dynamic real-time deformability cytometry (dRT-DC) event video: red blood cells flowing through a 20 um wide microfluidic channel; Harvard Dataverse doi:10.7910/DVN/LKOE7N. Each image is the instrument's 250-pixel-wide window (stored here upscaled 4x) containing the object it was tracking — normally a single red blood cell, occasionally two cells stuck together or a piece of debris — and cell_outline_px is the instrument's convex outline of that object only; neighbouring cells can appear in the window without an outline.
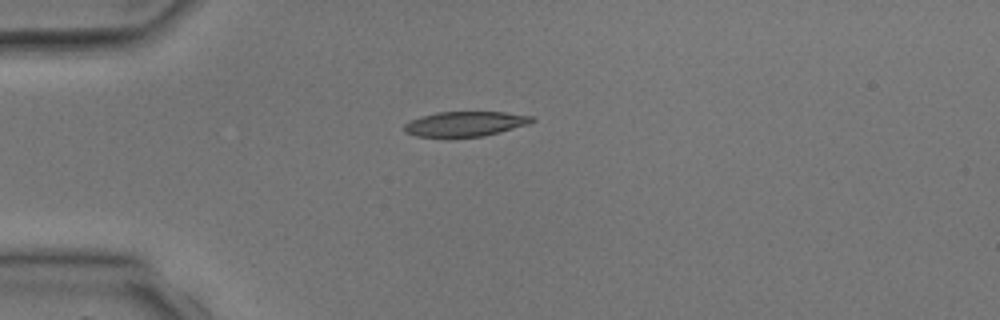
{"species": "common noctule bat (a hibernating species)", "species_latin": "Nyctalus noctula", "temperature_condition": "room temperature", "stored_images_in_passage": 3, "camera_frame_rate_fps": 3000, "um_per_image_px": 0.085, "animal": {"sex": "male", "body_mass_g": 17.9, "forearm_length_mm": 54.2}, "frame": {"image": 1, "passage_image": 3, "time_ms": 3.333, "image_size_px": [1000, 320], "cell_outline_px": [[536, 120], [528, 124], [500, 132], [484, 136], [448, 140], [416, 136], [404, 132], [404, 124], [412, 120], [436, 112], [504, 112], [536, 116]], "centroid_in_image_um": [39.53, 10.57], "position_along_channel_um": 45.5, "area_um2": 19.31}}